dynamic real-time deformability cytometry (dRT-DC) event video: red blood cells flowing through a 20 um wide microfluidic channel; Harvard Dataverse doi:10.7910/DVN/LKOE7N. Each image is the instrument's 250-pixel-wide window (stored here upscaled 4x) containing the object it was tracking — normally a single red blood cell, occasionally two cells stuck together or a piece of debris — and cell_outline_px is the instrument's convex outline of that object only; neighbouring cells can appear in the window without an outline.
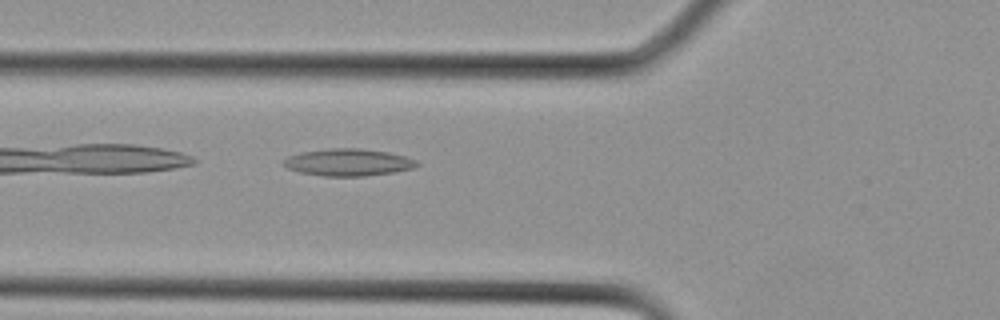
{"species": "Egyptian fruit bat (a non-hibernating species)", "species_latin": "Rousettus aegyptiacus", "temperature_condition": "cold", "stored_images_in_passage": 11, "camera_frame_rate_fps": 3000, "um_per_image_px": 0.085, "animal": {"sex": "female"}, "frame": {"image": 1, "passage_image": 2, "time_ms": 0.333, "image_size_px": [1000, 320], "cell_outline_px": [[420, 164], [412, 168], [392, 172], [364, 176], [324, 176], [300, 172], [288, 168], [284, 164], [284, 160], [288, 156], [300, 152], [328, 148], [360, 148], [388, 152], [404, 156], [416, 160]], "centroid_in_image_um": [29.59, 13.79], "position_along_channel_um": 96.2, "area_um2": 20.92}}
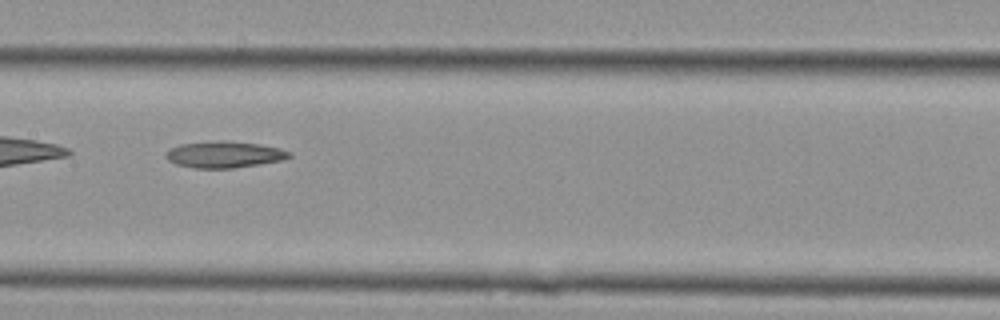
{"frame": {"image": 2, "passage_image": 6, "time_ms": 1.667, "image_size_px": [1000, 320], "cell_outline_px": [[292, 156], [284, 160], [260, 164], [232, 168], [192, 168], [176, 164], [168, 160], [164, 156], [168, 148], [180, 144], [220, 140], [224, 140], [260, 144], [280, 148], [292, 152]], "centroid_in_image_um": [19.07, 13.13], "position_along_channel_um": 188.3, "area_um2": 19.31}}
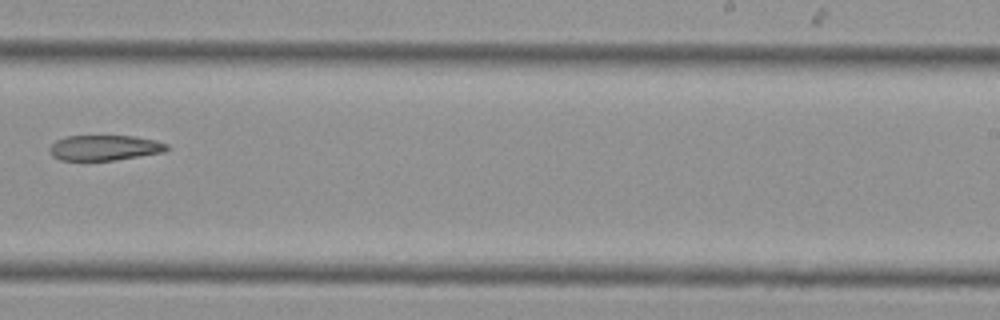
{"frame": {"image": 3, "passage_image": 10, "time_ms": 3.0, "image_size_px": [1000, 320], "cell_outline_px": [[168, 148], [164, 152], [116, 160], [60, 160], [52, 156], [48, 148], [56, 140], [64, 136], [136, 136], [156, 140], [168, 144]], "centroid_in_image_um": [8.88, 12.55], "position_along_channel_um": 280.1, "area_um2": 17.4}}